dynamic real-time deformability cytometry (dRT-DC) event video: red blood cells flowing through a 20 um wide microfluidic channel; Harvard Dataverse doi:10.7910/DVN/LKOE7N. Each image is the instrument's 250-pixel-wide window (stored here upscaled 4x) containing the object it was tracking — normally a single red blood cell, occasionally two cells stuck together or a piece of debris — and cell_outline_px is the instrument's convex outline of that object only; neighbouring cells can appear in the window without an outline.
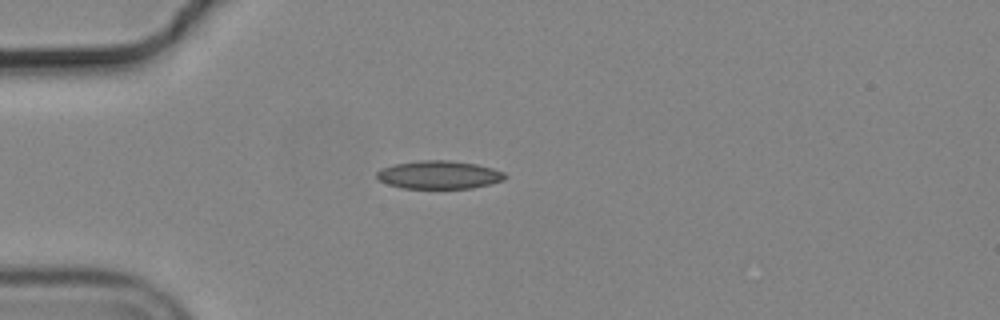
{"species": "common noctule bat (a hibernating species)", "species_latin": "Nyctalus noctula", "temperature_condition": "cold", "stored_images_in_passage": 41, "camera_frame_rate_fps": 3000, "um_per_image_px": 0.085, "animal": {"sex": "male", "body_mass_g": 19.2, "forearm_length_mm": 51.8}, "frame": {"image": 1, "passage_image": 1, "time_ms": 0.0, "image_size_px": [1000, 320], "cell_outline_px": [[508, 176], [504, 180], [472, 188], [400, 188], [388, 184], [380, 180], [376, 176], [376, 172], [380, 168], [392, 164], [420, 160], [448, 160], [476, 164], [492, 168], [504, 172]], "centroid_in_image_um": [37.29, 14.85], "position_along_channel_um": 47.7, "area_um2": 21.1}}
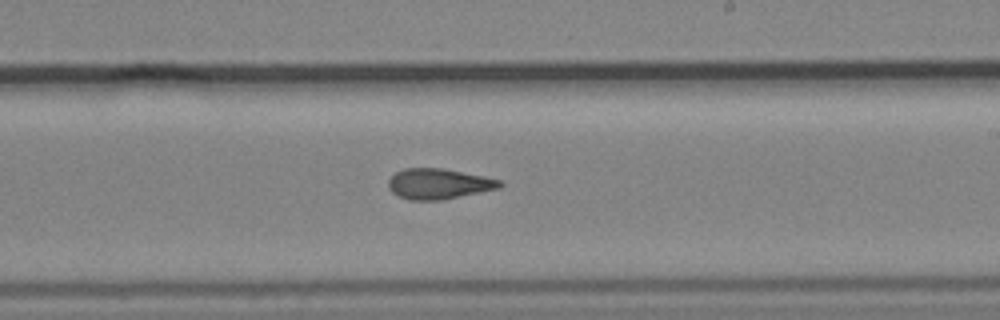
{"frame": {"image": 2, "passage_image": 19, "time_ms": 6.0, "image_size_px": [1000, 320], "cell_outline_px": [[504, 184], [500, 188], [440, 200], [408, 200], [392, 192], [388, 188], [388, 180], [396, 172], [404, 168], [444, 168], [484, 176], [500, 180]], "centroid_in_image_um": [37.28, 15.62], "position_along_channel_um": 251.7, "area_um2": 19.77}}
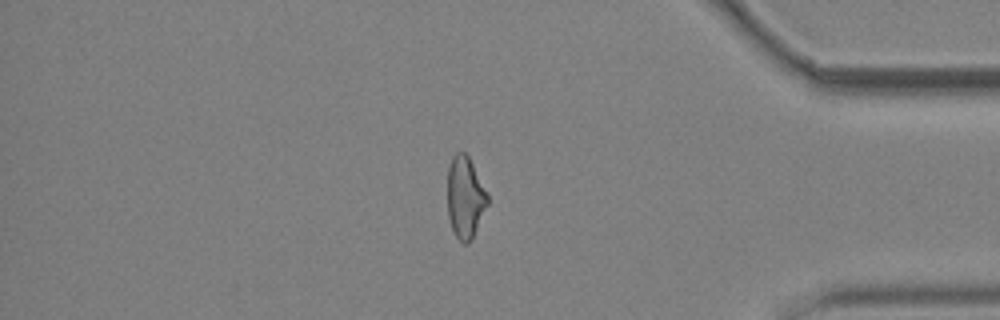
{"frame": {"image": 3, "passage_image": 33, "time_ms": 10.667, "image_size_px": [1000, 320], "cell_outline_px": [[488, 204], [472, 240], [468, 244], [464, 244], [456, 236], [452, 228], [448, 216], [448, 168], [452, 156], [456, 152], [464, 152], [468, 156], [488, 196]], "centroid_in_image_um": [39.53, 16.8], "position_along_channel_um": 395.7, "area_um2": 18.9}, "authors_computed_cell_mechanics": {"area_um2": 19.9988, "velocity_mm_per_s": 3.689, "shape_relaxation_time_tau1_ms": null, "shape_relaxation_time_tau2_ms": 2.9802, "deformation_change_tau1": null, "deformation_change_tau2": 0.1014}}